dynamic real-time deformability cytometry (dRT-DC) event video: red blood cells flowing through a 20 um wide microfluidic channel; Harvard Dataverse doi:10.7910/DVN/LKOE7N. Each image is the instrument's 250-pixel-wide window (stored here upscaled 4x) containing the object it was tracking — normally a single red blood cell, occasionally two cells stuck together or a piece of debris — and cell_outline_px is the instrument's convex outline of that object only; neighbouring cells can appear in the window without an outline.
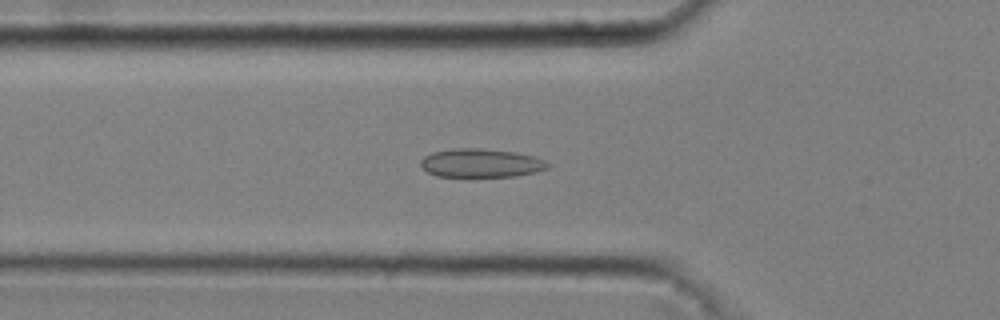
{"species": "common noctule bat (a hibernating species)", "species_latin": "Nyctalus noctula", "temperature_condition": "cold", "stored_images_in_passage": 51, "camera_frame_rate_fps": 3000, "um_per_image_px": 0.085, "animal": {"sex": "male", "body_mass_g": 20.4}, "frame": {"image": 1, "passage_image": 17, "time_ms": 5.333, "image_size_px": [1000, 320], "cell_outline_px": [[552, 164], [548, 168], [536, 172], [516, 176], [436, 176], [428, 172], [420, 164], [420, 160], [424, 156], [432, 152], [452, 148], [480, 148], [512, 152], [532, 156], [544, 160]], "centroid_in_image_um": [40.88, 13.85], "position_along_channel_um": 84.9, "area_um2": 21.1}}
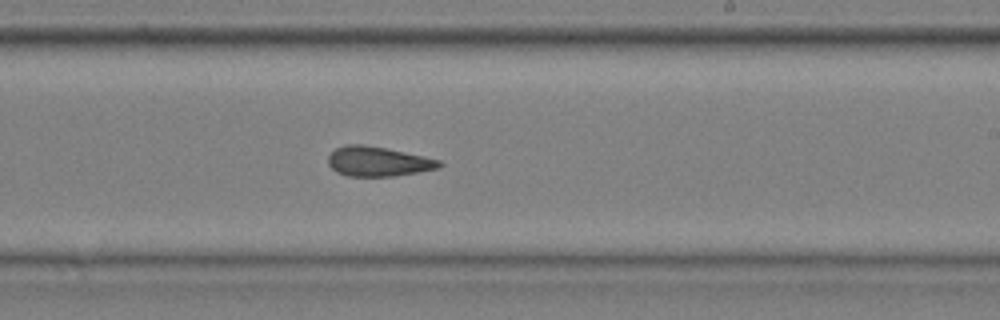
{"frame": {"image": 2, "passage_image": 31, "time_ms": 10.0, "image_size_px": [1000, 320], "cell_outline_px": [[444, 164], [440, 168], [392, 176], [348, 176], [336, 172], [328, 164], [328, 156], [336, 148], [344, 144], [364, 144], [424, 156], [440, 160]], "centroid_in_image_um": [32.12, 13.72], "position_along_channel_um": 256.9, "area_um2": 19.19}}
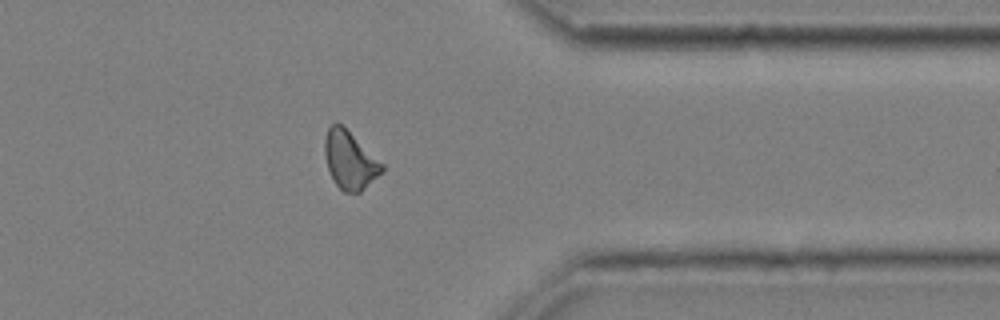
{"frame": {"image": 3, "passage_image": 42, "time_ms": 13.667, "image_size_px": [1000, 320], "cell_outline_px": [[384, 172], [360, 192], [344, 192], [336, 184], [328, 168], [324, 152], [324, 140], [328, 128], [332, 124], [340, 124], [384, 164]], "centroid_in_image_um": [29.75, 13.64], "position_along_channel_um": 381.6, "area_um2": 18.96}, "authors_computed_cell_mechanics": {"area_um2": 19.3052, "velocity_mm_per_s": 3.6788, "shape_relaxation_time_tau1_ms": null, "shape_relaxation_time_tau2_ms": 3.5755, "deformation_change_tau1": null, "deformation_change_tau2": 0.1159}}